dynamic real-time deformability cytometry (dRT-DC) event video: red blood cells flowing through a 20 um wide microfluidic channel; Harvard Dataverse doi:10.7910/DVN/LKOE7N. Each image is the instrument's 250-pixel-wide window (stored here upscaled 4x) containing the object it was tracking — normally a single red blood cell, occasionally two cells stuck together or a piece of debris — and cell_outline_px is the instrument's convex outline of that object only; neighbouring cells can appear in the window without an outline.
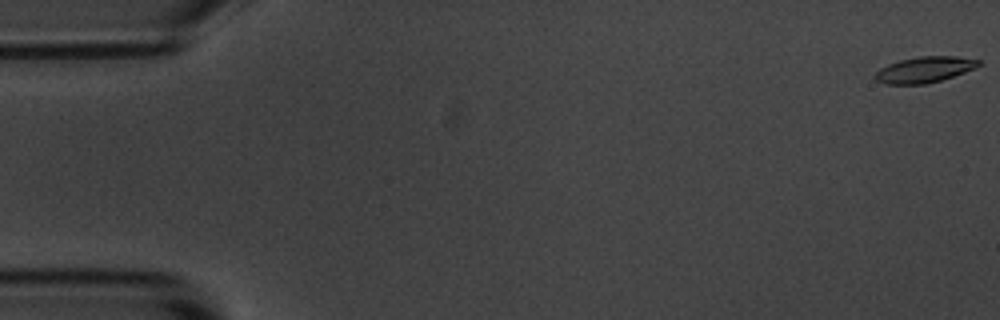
{"species": "common noctule bat (a hibernating species)", "species_latin": "Nyctalus noctula", "temperature_condition": "room temperature", "stored_images_in_passage": 56, "camera_frame_rate_fps": 3000, "um_per_image_px": 0.085, "animal": {"sex": "male", "body_mass_g": 20.1, "forearm_length_mm": 53.5}, "frame": {"image": 1, "passage_image": 1, "time_ms": 0.0, "image_size_px": [1000, 320], "cell_outline_px": [[980, 64], [976, 68], [940, 80], [924, 84], [884, 84], [876, 80], [872, 76], [880, 68], [888, 64], [900, 60], [920, 56], [956, 56], [980, 60]], "centroid_in_image_um": [78.55, 5.91], "position_along_channel_um": 6.5, "area_um2": 15.55}}
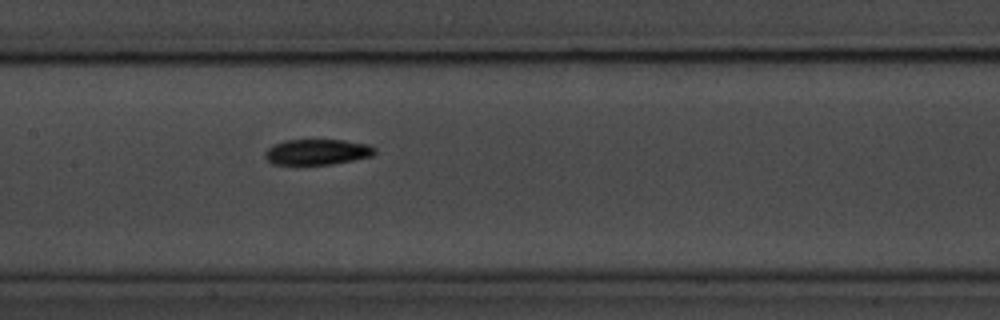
{"frame": {"image": 2, "passage_image": 27, "time_ms": 8.667, "image_size_px": [1000, 320], "cell_outline_px": [[376, 152], [372, 156], [332, 164], [272, 164], [264, 156], [264, 152], [272, 144], [284, 140], [344, 140], [368, 144], [376, 148]], "centroid_in_image_um": [26.95, 12.91], "position_along_channel_um": 180.4, "area_um2": 16.42}}
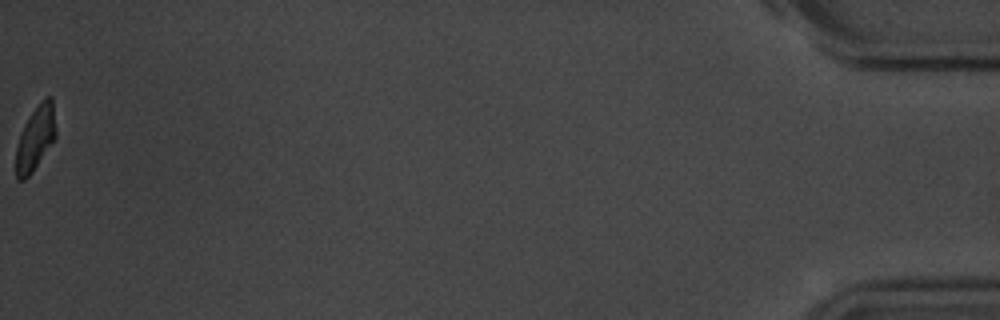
{"frame": {"image": 3, "passage_image": 56, "time_ms": 18.333, "image_size_px": [1000, 320], "cell_outline_px": [[56, 136], [32, 172], [24, 180], [16, 180], [16, 148], [24, 124], [40, 100], [44, 96], [52, 96], [56, 132]], "centroid_in_image_um": [3.01, 11.71], "position_along_channel_um": 432.2, "area_um2": 14.8}, "authors_computed_cell_mechanics": {"area_um2": 16.3285, "velocity_mm_per_s": 3.6511, "shape_relaxation_time_tau1_ms": 3.8678, "shape_relaxation_time_tau2_ms": 5.6322, "deformation_change_tau1": 0.1386, "deformation_change_tau2": 0.0991}}